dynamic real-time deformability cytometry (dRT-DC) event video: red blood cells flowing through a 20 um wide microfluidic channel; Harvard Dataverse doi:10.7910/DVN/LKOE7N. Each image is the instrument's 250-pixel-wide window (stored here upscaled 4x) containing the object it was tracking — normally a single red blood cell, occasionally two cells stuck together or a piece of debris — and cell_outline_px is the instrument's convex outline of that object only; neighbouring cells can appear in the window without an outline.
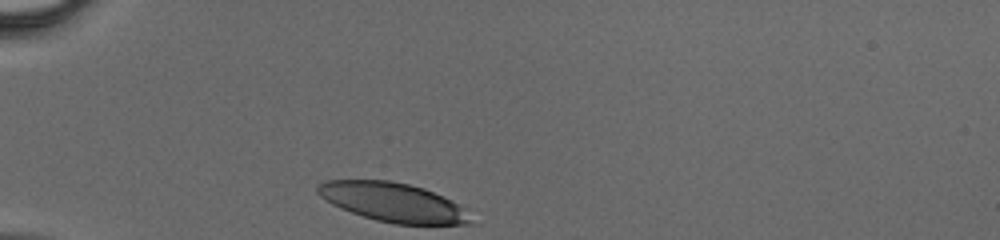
{"species": "human", "species_latin": "Homo sapiens", "temperature_condition": "cold", "stored_images_in_passage": 26, "camera_frame_rate_fps": 3000, "um_per_image_px": 0.085, "donor": {"sex": "male"}, "frame": {"image": 1, "passage_image": 1, "time_ms": 0.0, "image_size_px": [1000, 240], "cell_outline_px": [[476, 224], [396, 224], [376, 220], [340, 208], [332, 204], [320, 196], [316, 192], [316, 188], [324, 180], [388, 180], [408, 184], [424, 188], [464, 208]], "centroid_in_image_um": [33.39, 17.19], "position_along_channel_um": 51.6, "area_um2": 34.45}}
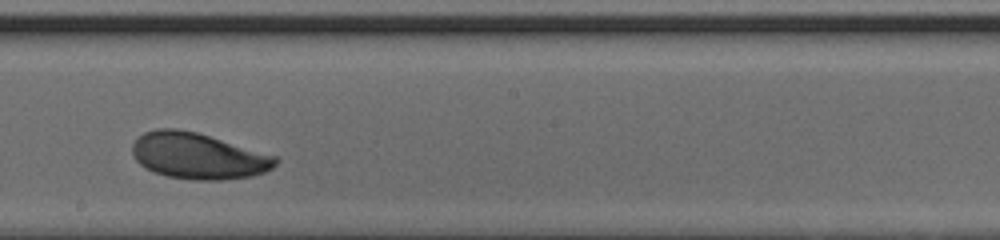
{"frame": {"image": 2, "passage_image": 15, "time_ms": 4.667, "image_size_px": [1000, 240], "cell_outline_px": [[280, 160], [272, 168], [264, 172], [252, 176], [220, 180], [192, 180], [168, 176], [156, 172], [140, 164], [136, 160], [132, 152], [132, 144], [144, 132], [156, 128], [176, 128], [196, 132], [276, 156]], "centroid_in_image_um": [16.84, 13.25], "position_along_channel_um": 231.4, "area_um2": 38.21}}
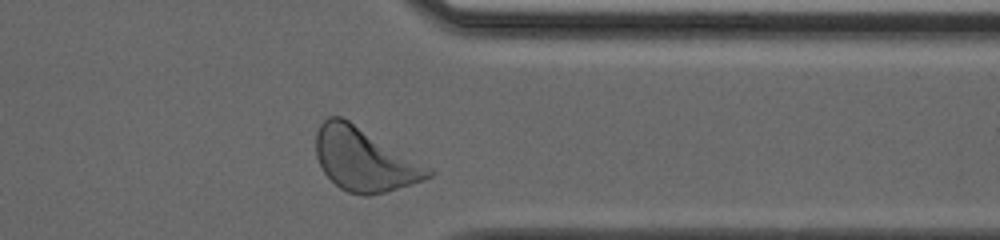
{"frame": {"image": 3, "passage_image": 25, "time_ms": 8.0, "image_size_px": [1000, 240], "cell_outline_px": [[436, 172], [432, 176], [424, 180], [384, 192], [368, 196], [364, 196], [348, 192], [340, 188], [324, 172], [316, 156], [316, 132], [320, 124], [328, 116], [340, 116], [348, 120], [432, 168]], "centroid_in_image_um": [30.97, 13.56], "position_along_channel_um": 380.4, "area_um2": 41.04}}